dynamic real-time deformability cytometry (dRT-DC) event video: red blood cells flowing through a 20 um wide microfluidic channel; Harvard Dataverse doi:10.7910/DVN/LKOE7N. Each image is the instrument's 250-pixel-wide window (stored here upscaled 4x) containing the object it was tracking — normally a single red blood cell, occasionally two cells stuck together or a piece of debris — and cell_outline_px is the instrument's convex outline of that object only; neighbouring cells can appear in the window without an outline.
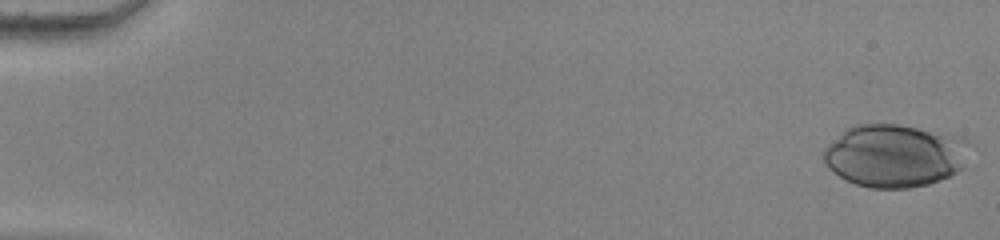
{"species": "human", "species_latin": "Homo sapiens", "temperature_condition": "warm", "stored_images_in_passage": 54, "camera_frame_rate_fps": 3000, "um_per_image_px": 0.085, "donor": {"sex": "female"}, "frame": {"image": 1, "passage_image": 1, "time_ms": 0.0, "image_size_px": [1000, 240], "cell_outline_px": [[976, 148], [964, 168], [940, 180], [928, 184], [908, 188], [868, 188], [856, 184], [832, 172], [824, 164], [824, 148], [828, 144], [848, 128], [856, 124], [900, 124], [964, 136], [972, 140], [976, 144]], "centroid_in_image_um": [76.2, 13.21], "position_along_channel_um": 8.8, "area_um2": 54.79}}
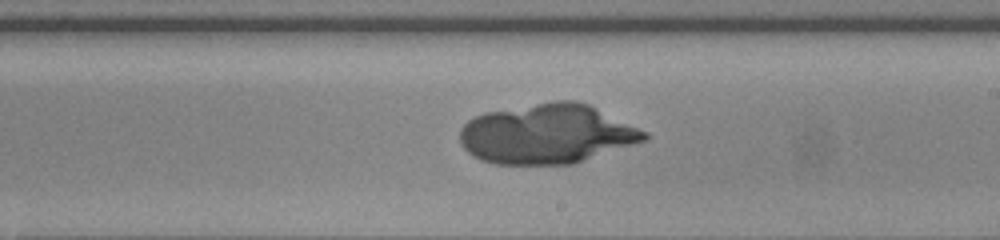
{"frame": {"image": 2, "passage_image": 33, "time_ms": 10.667, "image_size_px": [1000, 240], "cell_outline_px": [[648, 136], [644, 140], [572, 164], [492, 164], [480, 160], [472, 156], [460, 144], [460, 128], [468, 120], [484, 112], [556, 100], [576, 100], [588, 104], [648, 132]], "centroid_in_image_um": [46.44, 11.38], "position_along_channel_um": 242.6, "area_um2": 63.87}}
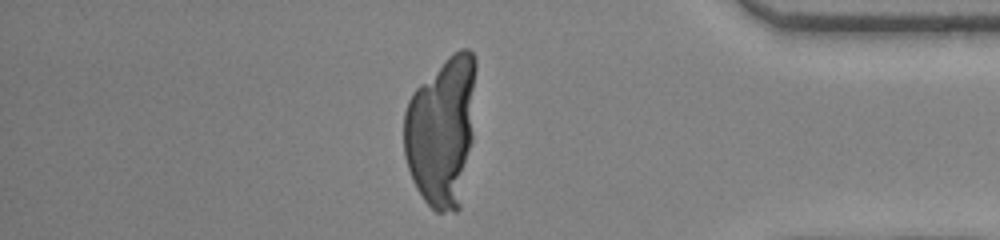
{"frame": {"image": 3, "passage_image": 47, "time_ms": 15.333, "image_size_px": [1000, 240], "cell_outline_px": [[476, 68], [472, 140], [460, 208], [456, 212], [436, 212], [424, 200], [416, 188], [412, 180], [404, 156], [404, 112], [408, 100], [412, 92], [452, 52], [460, 48], [468, 48], [472, 52], [476, 60]], "centroid_in_image_um": [37.55, 11.14], "position_along_channel_um": 397.6, "area_um2": 63.52}}